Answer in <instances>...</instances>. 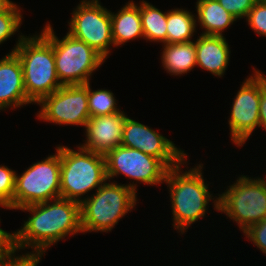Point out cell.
I'll list each match as a JSON object with an SVG mask.
<instances>
[{
  "mask_svg": "<svg viewBox=\"0 0 266 266\" xmlns=\"http://www.w3.org/2000/svg\"><path fill=\"white\" fill-rule=\"evenodd\" d=\"M31 214L23 227L11 235V248L18 252L31 248V252L44 256L46 250L66 236L83 233L80 203L62 197L19 208Z\"/></svg>",
  "mask_w": 266,
  "mask_h": 266,
  "instance_id": "1",
  "label": "cell"
},
{
  "mask_svg": "<svg viewBox=\"0 0 266 266\" xmlns=\"http://www.w3.org/2000/svg\"><path fill=\"white\" fill-rule=\"evenodd\" d=\"M186 160L167 172L165 183L169 188L171 210L173 215V228L180 234L187 232L190 226L206 215L207 206L214 200V209L218 211V197L212 198L208 189L209 184L203 178V164L195 165L187 171H182ZM183 172V173H182ZM209 190V191H208Z\"/></svg>",
  "mask_w": 266,
  "mask_h": 266,
  "instance_id": "2",
  "label": "cell"
},
{
  "mask_svg": "<svg viewBox=\"0 0 266 266\" xmlns=\"http://www.w3.org/2000/svg\"><path fill=\"white\" fill-rule=\"evenodd\" d=\"M11 52L21 62L24 88L32 104L63 86L56 73L53 43L42 31L32 36L21 33Z\"/></svg>",
  "mask_w": 266,
  "mask_h": 266,
  "instance_id": "3",
  "label": "cell"
},
{
  "mask_svg": "<svg viewBox=\"0 0 266 266\" xmlns=\"http://www.w3.org/2000/svg\"><path fill=\"white\" fill-rule=\"evenodd\" d=\"M77 149L60 145V189L62 198L81 203L82 196L107 181L106 160L105 155L79 145Z\"/></svg>",
  "mask_w": 266,
  "mask_h": 266,
  "instance_id": "4",
  "label": "cell"
},
{
  "mask_svg": "<svg viewBox=\"0 0 266 266\" xmlns=\"http://www.w3.org/2000/svg\"><path fill=\"white\" fill-rule=\"evenodd\" d=\"M115 182V183H114ZM107 181L80 203L82 232H110L136 206L137 192L125 184Z\"/></svg>",
  "mask_w": 266,
  "mask_h": 266,
  "instance_id": "5",
  "label": "cell"
},
{
  "mask_svg": "<svg viewBox=\"0 0 266 266\" xmlns=\"http://www.w3.org/2000/svg\"><path fill=\"white\" fill-rule=\"evenodd\" d=\"M47 22L42 32L53 43L56 73L60 83L82 85L90 82L92 73L105 62V59L85 42L68 32L59 39L51 24Z\"/></svg>",
  "mask_w": 266,
  "mask_h": 266,
  "instance_id": "6",
  "label": "cell"
},
{
  "mask_svg": "<svg viewBox=\"0 0 266 266\" xmlns=\"http://www.w3.org/2000/svg\"><path fill=\"white\" fill-rule=\"evenodd\" d=\"M218 196V212L236 222L242 232L266 218V183L261 177L241 175Z\"/></svg>",
  "mask_w": 266,
  "mask_h": 266,
  "instance_id": "7",
  "label": "cell"
},
{
  "mask_svg": "<svg viewBox=\"0 0 266 266\" xmlns=\"http://www.w3.org/2000/svg\"><path fill=\"white\" fill-rule=\"evenodd\" d=\"M56 153L30 165L21 175L16 173L13 209L61 197L60 145Z\"/></svg>",
  "mask_w": 266,
  "mask_h": 266,
  "instance_id": "8",
  "label": "cell"
},
{
  "mask_svg": "<svg viewBox=\"0 0 266 266\" xmlns=\"http://www.w3.org/2000/svg\"><path fill=\"white\" fill-rule=\"evenodd\" d=\"M107 180L124 175L136 180L126 186L137 192L138 183L161 185L164 183L169 168L158 158L137 149L123 145L117 146L105 155Z\"/></svg>",
  "mask_w": 266,
  "mask_h": 266,
  "instance_id": "9",
  "label": "cell"
},
{
  "mask_svg": "<svg viewBox=\"0 0 266 266\" xmlns=\"http://www.w3.org/2000/svg\"><path fill=\"white\" fill-rule=\"evenodd\" d=\"M71 14L68 33L107 59L114 46L110 10L99 0H81Z\"/></svg>",
  "mask_w": 266,
  "mask_h": 266,
  "instance_id": "10",
  "label": "cell"
},
{
  "mask_svg": "<svg viewBox=\"0 0 266 266\" xmlns=\"http://www.w3.org/2000/svg\"><path fill=\"white\" fill-rule=\"evenodd\" d=\"M234 97L230 118L228 119L231 141L242 147L259 127V104L261 89L266 85V77L260 70L253 68Z\"/></svg>",
  "mask_w": 266,
  "mask_h": 266,
  "instance_id": "11",
  "label": "cell"
},
{
  "mask_svg": "<svg viewBox=\"0 0 266 266\" xmlns=\"http://www.w3.org/2000/svg\"><path fill=\"white\" fill-rule=\"evenodd\" d=\"M37 105H40L41 109L36 116L44 122L85 127L90 118L88 83L61 86Z\"/></svg>",
  "mask_w": 266,
  "mask_h": 266,
  "instance_id": "12",
  "label": "cell"
},
{
  "mask_svg": "<svg viewBox=\"0 0 266 266\" xmlns=\"http://www.w3.org/2000/svg\"><path fill=\"white\" fill-rule=\"evenodd\" d=\"M121 145L137 149L160 159L169 169L175 168L187 160L184 150L156 130L126 117Z\"/></svg>",
  "mask_w": 266,
  "mask_h": 266,
  "instance_id": "13",
  "label": "cell"
},
{
  "mask_svg": "<svg viewBox=\"0 0 266 266\" xmlns=\"http://www.w3.org/2000/svg\"><path fill=\"white\" fill-rule=\"evenodd\" d=\"M126 117L124 111L90 117L85 125V143L79 145L87 151L106 155L121 145Z\"/></svg>",
  "mask_w": 266,
  "mask_h": 266,
  "instance_id": "14",
  "label": "cell"
},
{
  "mask_svg": "<svg viewBox=\"0 0 266 266\" xmlns=\"http://www.w3.org/2000/svg\"><path fill=\"white\" fill-rule=\"evenodd\" d=\"M31 103L24 88L21 62L14 52H9L0 59V110Z\"/></svg>",
  "mask_w": 266,
  "mask_h": 266,
  "instance_id": "15",
  "label": "cell"
},
{
  "mask_svg": "<svg viewBox=\"0 0 266 266\" xmlns=\"http://www.w3.org/2000/svg\"><path fill=\"white\" fill-rule=\"evenodd\" d=\"M230 45L225 36L202 35L195 41L196 66L223 77L230 61Z\"/></svg>",
  "mask_w": 266,
  "mask_h": 266,
  "instance_id": "16",
  "label": "cell"
},
{
  "mask_svg": "<svg viewBox=\"0 0 266 266\" xmlns=\"http://www.w3.org/2000/svg\"><path fill=\"white\" fill-rule=\"evenodd\" d=\"M112 22V37L114 46H121L130 40L143 38L140 3L128 1L117 13L110 11Z\"/></svg>",
  "mask_w": 266,
  "mask_h": 266,
  "instance_id": "17",
  "label": "cell"
},
{
  "mask_svg": "<svg viewBox=\"0 0 266 266\" xmlns=\"http://www.w3.org/2000/svg\"><path fill=\"white\" fill-rule=\"evenodd\" d=\"M195 7L196 22L204 29L202 35L223 36L224 30L237 21L217 0H197Z\"/></svg>",
  "mask_w": 266,
  "mask_h": 266,
  "instance_id": "18",
  "label": "cell"
},
{
  "mask_svg": "<svg viewBox=\"0 0 266 266\" xmlns=\"http://www.w3.org/2000/svg\"><path fill=\"white\" fill-rule=\"evenodd\" d=\"M161 62L170 75L181 76L196 67L195 40L186 43L162 44Z\"/></svg>",
  "mask_w": 266,
  "mask_h": 266,
  "instance_id": "19",
  "label": "cell"
},
{
  "mask_svg": "<svg viewBox=\"0 0 266 266\" xmlns=\"http://www.w3.org/2000/svg\"><path fill=\"white\" fill-rule=\"evenodd\" d=\"M190 10L174 8L167 11L166 44L191 42L197 31L196 17Z\"/></svg>",
  "mask_w": 266,
  "mask_h": 266,
  "instance_id": "20",
  "label": "cell"
},
{
  "mask_svg": "<svg viewBox=\"0 0 266 266\" xmlns=\"http://www.w3.org/2000/svg\"><path fill=\"white\" fill-rule=\"evenodd\" d=\"M140 15L144 39L166 44L167 12H162L151 3L142 0L140 1Z\"/></svg>",
  "mask_w": 266,
  "mask_h": 266,
  "instance_id": "21",
  "label": "cell"
},
{
  "mask_svg": "<svg viewBox=\"0 0 266 266\" xmlns=\"http://www.w3.org/2000/svg\"><path fill=\"white\" fill-rule=\"evenodd\" d=\"M115 96L111 90H92L88 82V109L90 117L115 114L121 109L117 108Z\"/></svg>",
  "mask_w": 266,
  "mask_h": 266,
  "instance_id": "22",
  "label": "cell"
},
{
  "mask_svg": "<svg viewBox=\"0 0 266 266\" xmlns=\"http://www.w3.org/2000/svg\"><path fill=\"white\" fill-rule=\"evenodd\" d=\"M20 9L17 4L10 1L0 11V45L19 32L23 18Z\"/></svg>",
  "mask_w": 266,
  "mask_h": 266,
  "instance_id": "23",
  "label": "cell"
},
{
  "mask_svg": "<svg viewBox=\"0 0 266 266\" xmlns=\"http://www.w3.org/2000/svg\"><path fill=\"white\" fill-rule=\"evenodd\" d=\"M16 171L0 165V204L7 210H13Z\"/></svg>",
  "mask_w": 266,
  "mask_h": 266,
  "instance_id": "24",
  "label": "cell"
},
{
  "mask_svg": "<svg viewBox=\"0 0 266 266\" xmlns=\"http://www.w3.org/2000/svg\"><path fill=\"white\" fill-rule=\"evenodd\" d=\"M246 21L259 36L266 37V0H257L250 9Z\"/></svg>",
  "mask_w": 266,
  "mask_h": 266,
  "instance_id": "25",
  "label": "cell"
},
{
  "mask_svg": "<svg viewBox=\"0 0 266 266\" xmlns=\"http://www.w3.org/2000/svg\"><path fill=\"white\" fill-rule=\"evenodd\" d=\"M220 5L237 20L248 16L250 9L257 0H217Z\"/></svg>",
  "mask_w": 266,
  "mask_h": 266,
  "instance_id": "26",
  "label": "cell"
},
{
  "mask_svg": "<svg viewBox=\"0 0 266 266\" xmlns=\"http://www.w3.org/2000/svg\"><path fill=\"white\" fill-rule=\"evenodd\" d=\"M243 233L250 242H253V245L266 254V218L259 223L251 225Z\"/></svg>",
  "mask_w": 266,
  "mask_h": 266,
  "instance_id": "27",
  "label": "cell"
},
{
  "mask_svg": "<svg viewBox=\"0 0 266 266\" xmlns=\"http://www.w3.org/2000/svg\"><path fill=\"white\" fill-rule=\"evenodd\" d=\"M259 127L266 130V85L261 89L259 104Z\"/></svg>",
  "mask_w": 266,
  "mask_h": 266,
  "instance_id": "28",
  "label": "cell"
},
{
  "mask_svg": "<svg viewBox=\"0 0 266 266\" xmlns=\"http://www.w3.org/2000/svg\"><path fill=\"white\" fill-rule=\"evenodd\" d=\"M11 235L9 232H0V262L11 250Z\"/></svg>",
  "mask_w": 266,
  "mask_h": 266,
  "instance_id": "29",
  "label": "cell"
},
{
  "mask_svg": "<svg viewBox=\"0 0 266 266\" xmlns=\"http://www.w3.org/2000/svg\"><path fill=\"white\" fill-rule=\"evenodd\" d=\"M10 2V0H0V11Z\"/></svg>",
  "mask_w": 266,
  "mask_h": 266,
  "instance_id": "30",
  "label": "cell"
},
{
  "mask_svg": "<svg viewBox=\"0 0 266 266\" xmlns=\"http://www.w3.org/2000/svg\"><path fill=\"white\" fill-rule=\"evenodd\" d=\"M0 207L3 208V206L0 204ZM0 232H7V231H4L2 228H0Z\"/></svg>",
  "mask_w": 266,
  "mask_h": 266,
  "instance_id": "31",
  "label": "cell"
}]
</instances>
